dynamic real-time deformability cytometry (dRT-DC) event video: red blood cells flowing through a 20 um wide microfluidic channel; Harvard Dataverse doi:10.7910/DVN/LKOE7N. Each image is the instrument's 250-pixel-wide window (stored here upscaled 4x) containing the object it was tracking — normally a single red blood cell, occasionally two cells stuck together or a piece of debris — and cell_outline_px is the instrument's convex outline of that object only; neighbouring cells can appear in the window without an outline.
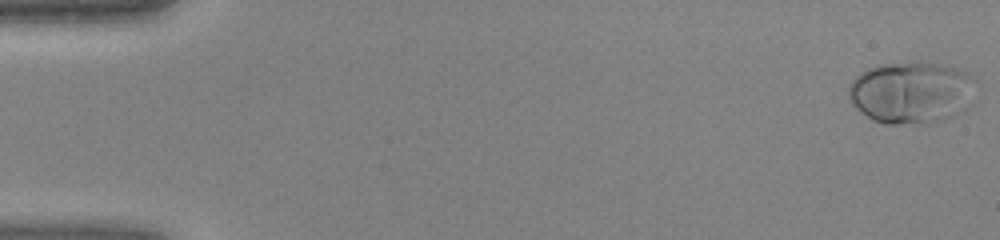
{"species": "human", "species_latin": "Homo sapiens", "temperature_condition": "warm", "stored_images_in_passage": 45, "camera_frame_rate_fps": 3000, "um_per_image_px": 0.085, "donor": {"sex": "female"}, "frame": {"image": 1, "passage_image": 1, "time_ms": 0.0, "image_size_px": [1000, 240], "cell_outline_px": [[972, 104], [964, 112], [944, 120], [900, 124], [884, 124], [872, 120], [860, 112], [852, 104], [848, 96], [848, 88], [852, 80], [860, 72], [868, 68], [880, 64], [940, 64], [956, 68], [964, 72], [968, 76]], "centroid_in_image_um": [77.38, 7.9], "position_along_channel_um": 7.6, "area_um2": 45.14}}
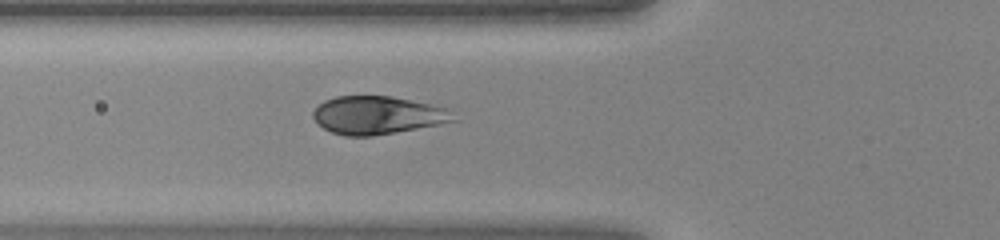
{"frame": {"image": 2, "passage_image": 17, "time_ms": 5.333, "image_size_px": [1000, 240], "cell_outline_px": [[460, 120], [440, 124], [396, 132], [372, 136], [344, 136], [332, 132], [324, 128], [312, 116], [312, 112], [324, 100], [336, 96], [392, 96], [432, 104], [448, 108]], "centroid_in_image_um": [32.14, 9.79], "position_along_channel_um": 93.7, "area_um2": 31.21}}
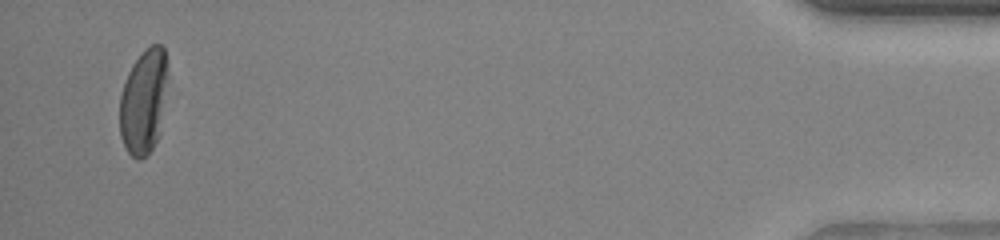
{"frame": {"image": 3, "passage_image": 44, "time_ms": 14.333, "image_size_px": [1000, 240], "cell_outline_px": [[168, 80], [160, 132], [152, 148], [140, 160], [136, 160], [128, 152], [120, 136], [120, 96], [128, 72], [132, 64], [152, 44], [160, 44], [164, 48], [168, 76]], "centroid_in_image_um": [12.22, 8.64], "position_along_channel_um": 423.0, "area_um2": 29.25}}